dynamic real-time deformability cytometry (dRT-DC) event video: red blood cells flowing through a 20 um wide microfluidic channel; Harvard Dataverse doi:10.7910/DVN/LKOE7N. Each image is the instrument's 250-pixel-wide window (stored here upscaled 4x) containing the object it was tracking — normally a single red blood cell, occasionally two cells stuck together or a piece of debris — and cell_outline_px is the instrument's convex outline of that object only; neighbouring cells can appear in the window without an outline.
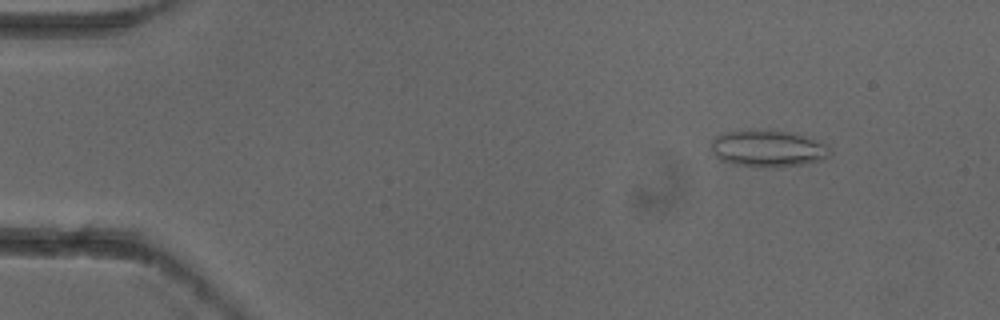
{"species": "common noctule bat (a hibernating species)", "species_latin": "Nyctalus noctula", "temperature_condition": "cold", "stored_images_in_passage": 5, "camera_frame_rate_fps": 3000, "um_per_image_px": 0.085, "animal": {"sex": "female"}, "frame": {"image": 1, "passage_image": 2, "time_ms": 0.333, "image_size_px": [1000, 320], "cell_outline_px": [[832, 152], [828, 156], [820, 160], [804, 164], [772, 168], [760, 168], [732, 164], [720, 160], [712, 152], [712, 140], [716, 136], [728, 132], [796, 132], [808, 136], [828, 144], [832, 148]], "centroid_in_image_um": [65.35, 12.67], "position_along_channel_um": 19.7, "area_um2": 25.37}}